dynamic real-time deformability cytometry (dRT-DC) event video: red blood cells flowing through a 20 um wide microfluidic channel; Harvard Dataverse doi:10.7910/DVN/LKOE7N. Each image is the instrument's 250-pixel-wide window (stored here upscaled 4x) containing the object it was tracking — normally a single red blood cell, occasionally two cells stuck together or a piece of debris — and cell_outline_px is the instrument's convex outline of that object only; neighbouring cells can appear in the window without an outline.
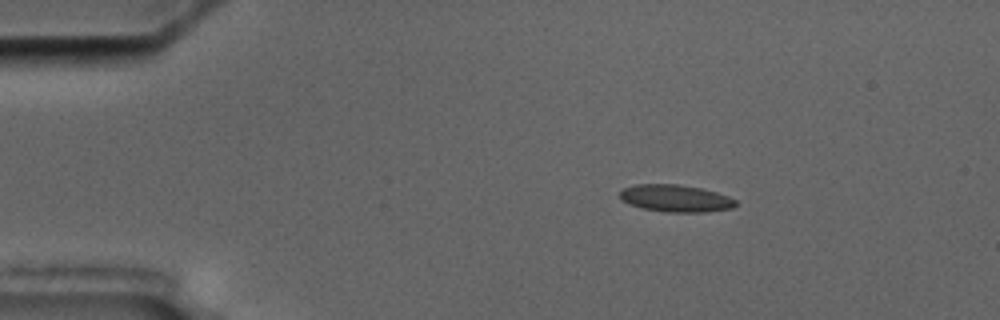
{"species": "common noctule bat (a hibernating species)", "species_latin": "Nyctalus noctula", "temperature_condition": "cold", "stored_images_in_passage": 3, "camera_frame_rate_fps": 3000, "um_per_image_px": 0.085, "animal": {"sex": "male", "body_mass_g": 17.5, "forearm_length_mm": 52.3}, "frame": {"image": 1, "passage_image": 1, "time_ms": 0.0, "image_size_px": [1000, 320], "cell_outline_px": [[736, 204], [732, 208], [708, 212], [668, 212], [640, 208], [628, 204], [620, 200], [620, 192], [624, 188], [636, 184], [676, 184], [700, 188], [716, 192], [728, 196], [736, 200]], "centroid_in_image_um": [57.4, 16.86], "position_along_channel_um": 27.6, "area_um2": 18.38}}